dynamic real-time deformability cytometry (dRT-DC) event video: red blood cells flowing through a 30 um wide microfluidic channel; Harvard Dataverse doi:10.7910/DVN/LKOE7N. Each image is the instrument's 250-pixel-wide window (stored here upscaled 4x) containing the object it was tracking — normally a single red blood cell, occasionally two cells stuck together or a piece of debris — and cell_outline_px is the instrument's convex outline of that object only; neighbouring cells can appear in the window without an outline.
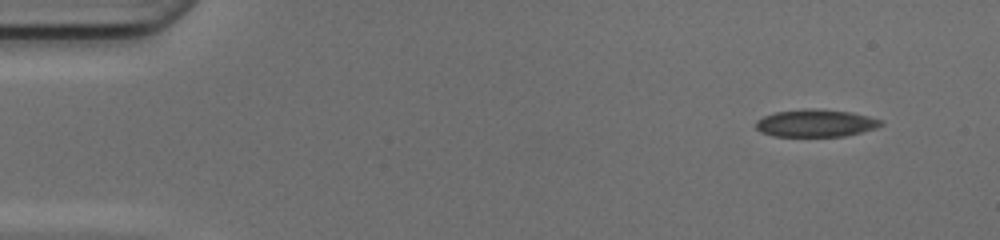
{"species": "common noctule bat (a hibernating species)", "species_latin": "Nyctalus noctula", "temperature_condition": "cold", "stored_images_in_passage": 46, "camera_frame_rate_fps": 3000, "um_per_image_px": 0.085, "animal": {"sex": "female", "body_mass_g": 17.0, "forearm_length_mm": 48.0}, "frame": {"image": 1, "passage_image": 1, "time_ms": 0.0, "image_size_px": [1000, 240], "cell_outline_px": [[884, 124], [876, 128], [844, 136], [772, 136], [760, 132], [756, 128], [756, 120], [764, 116], [776, 112], [804, 108], [812, 108], [852, 112], [884, 120]], "centroid_in_image_um": [69.34, 10.46], "position_along_channel_um": 15.7, "area_um2": 20.11}}
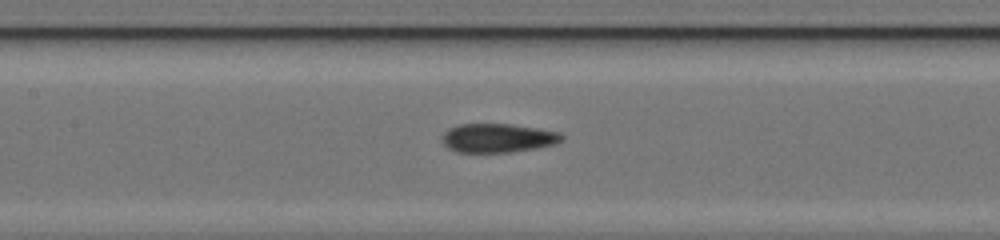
{"frame": {"image": 2, "passage_image": 20, "time_ms": 6.333, "image_size_px": [1000, 240], "cell_outline_px": [[564, 140], [556, 144], [536, 148], [508, 152], [456, 152], [448, 148], [444, 144], [444, 132], [448, 128], [460, 124], [508, 124], [536, 128], [560, 132], [564, 136]], "centroid_in_image_um": [42.34, 11.73], "position_along_channel_um": 165.1, "area_um2": 20.06}}
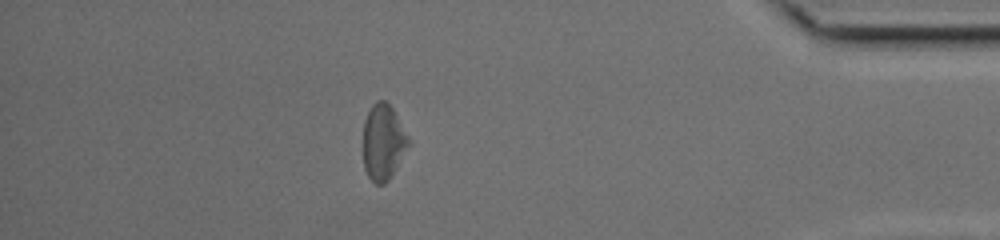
{"frame": {"image": 3, "passage_image": 40, "time_ms": 13.0, "image_size_px": [1000, 240], "cell_outline_px": [[412, 144], [388, 180], [384, 184], [376, 184], [368, 176], [364, 168], [364, 120], [372, 104], [376, 100], [384, 100], [392, 108], [412, 140]], "centroid_in_image_um": [32.61, 12.07], "position_along_channel_um": 402.6, "area_um2": 20.23}, "authors_computed_cell_mechanics": {"area_um2": 20.5479, "velocity_mm_per_s": 4.2002, "shape_relaxation_time_tau1_ms": null, "shape_relaxation_time_tau2_ms": 2.6114, "deformation_change_tau1": null, "deformation_change_tau2": 0.0968}}